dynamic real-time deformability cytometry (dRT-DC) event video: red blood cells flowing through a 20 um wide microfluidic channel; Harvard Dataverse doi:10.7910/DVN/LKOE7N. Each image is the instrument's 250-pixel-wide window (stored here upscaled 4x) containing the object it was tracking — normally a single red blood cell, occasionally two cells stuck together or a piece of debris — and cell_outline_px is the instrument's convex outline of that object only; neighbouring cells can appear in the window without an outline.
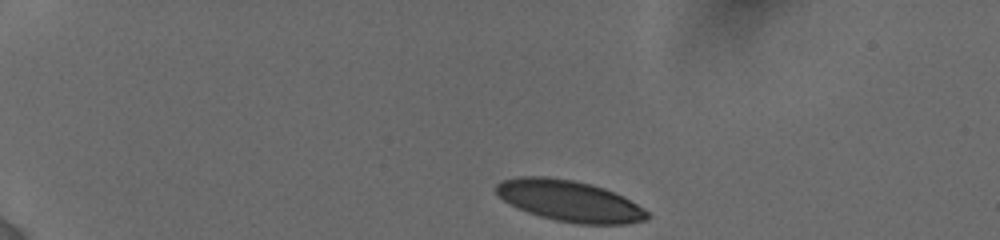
{"species": "human", "species_latin": "Homo sapiens", "temperature_condition": "cold", "stored_images_in_passage": 12, "camera_frame_rate_fps": 3000, "um_per_image_px": 0.085, "donor": {"sex": "female"}, "frame": {"image": 1, "passage_image": 1, "time_ms": 0.0, "image_size_px": [1000, 240], "cell_outline_px": [[652, 216], [648, 220], [624, 224], [576, 224], [556, 220], [540, 216], [528, 212], [504, 200], [496, 192], [496, 184], [500, 180], [516, 176], [544, 176], [572, 180], [592, 184], [604, 188], [624, 196], [644, 208]], "centroid_in_image_um": [48.45, 17.07], "position_along_channel_um": 36.6, "area_um2": 36.3}}